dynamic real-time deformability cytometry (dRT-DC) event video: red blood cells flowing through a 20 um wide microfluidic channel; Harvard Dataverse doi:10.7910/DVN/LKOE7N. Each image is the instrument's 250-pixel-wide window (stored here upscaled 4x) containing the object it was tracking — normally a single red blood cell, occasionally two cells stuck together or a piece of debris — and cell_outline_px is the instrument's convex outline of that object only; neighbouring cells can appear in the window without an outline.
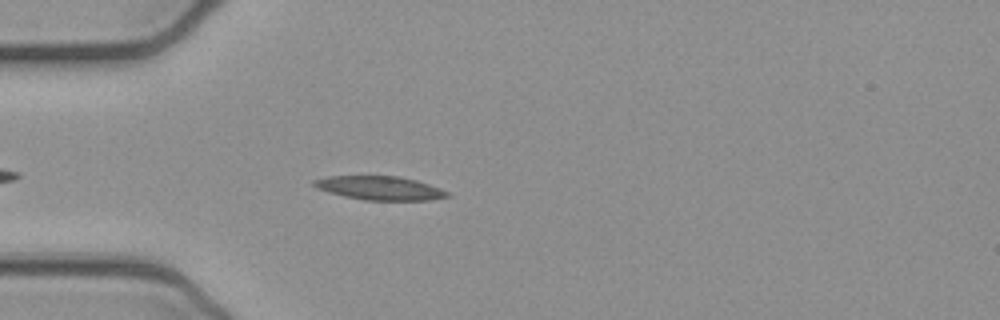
{"species": "common noctule bat (a hibernating species)", "species_latin": "Nyctalus noctula", "temperature_condition": "cold", "stored_images_in_passage": 42, "camera_frame_rate_fps": 3000, "um_per_image_px": 0.085, "animal": {"sex": "female", "body_mass_g": 21.9}, "frame": {"image": 1, "passage_image": 5, "time_ms": 1.333, "image_size_px": [1000, 320], "cell_outline_px": [[452, 196], [428, 200], [364, 200], [344, 196], [328, 192], [316, 188], [312, 184], [312, 180], [328, 176], [400, 176], [416, 180], [440, 188], [448, 192]], "centroid_in_image_um": [32.27, 15.98], "position_along_channel_um": 52.7, "area_um2": 18.5}}
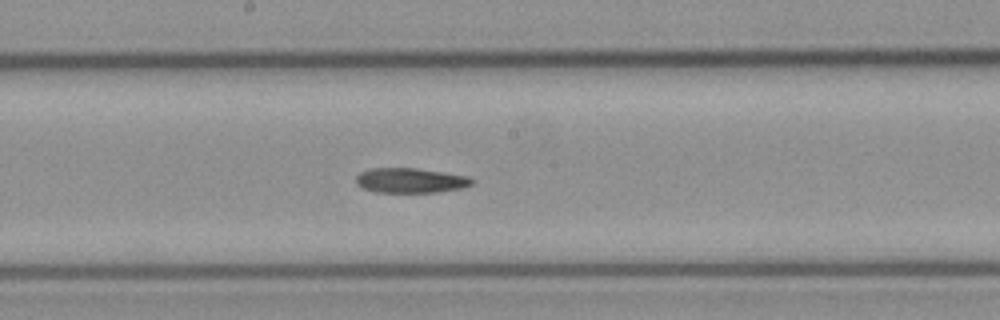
{"frame": {"image": 2, "passage_image": 18, "time_ms": 5.667, "image_size_px": [1000, 320], "cell_outline_px": [[476, 180], [472, 184], [464, 188], [436, 192], [376, 192], [364, 188], [356, 184], [356, 176], [360, 172], [368, 168], [416, 168], [444, 172], [468, 176]], "centroid_in_image_um": [34.91, 15.33], "position_along_channel_um": 213.3, "area_um2": 16.94}}
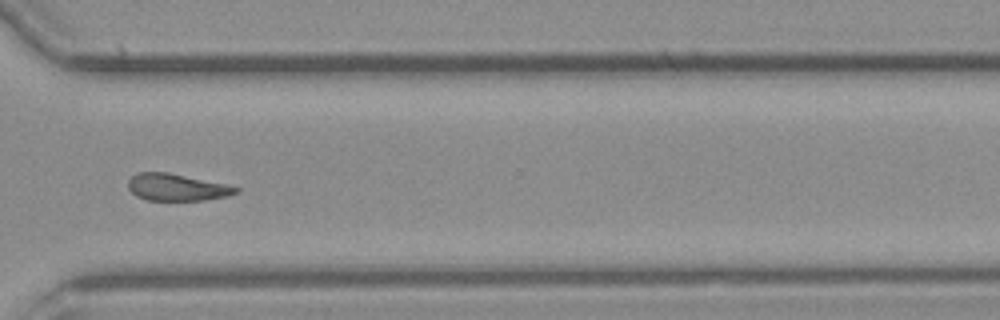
{"frame": {"image": 3, "passage_image": 29, "time_ms": 9.333, "image_size_px": [1000, 320], "cell_outline_px": [[240, 192], [228, 196], [204, 200], [148, 200], [136, 196], [128, 188], [128, 180], [136, 172], [168, 172], [224, 184], [240, 188]], "centroid_in_image_um": [15.01, 15.92], "position_along_channel_um": 355.6, "area_um2": 16.88}}